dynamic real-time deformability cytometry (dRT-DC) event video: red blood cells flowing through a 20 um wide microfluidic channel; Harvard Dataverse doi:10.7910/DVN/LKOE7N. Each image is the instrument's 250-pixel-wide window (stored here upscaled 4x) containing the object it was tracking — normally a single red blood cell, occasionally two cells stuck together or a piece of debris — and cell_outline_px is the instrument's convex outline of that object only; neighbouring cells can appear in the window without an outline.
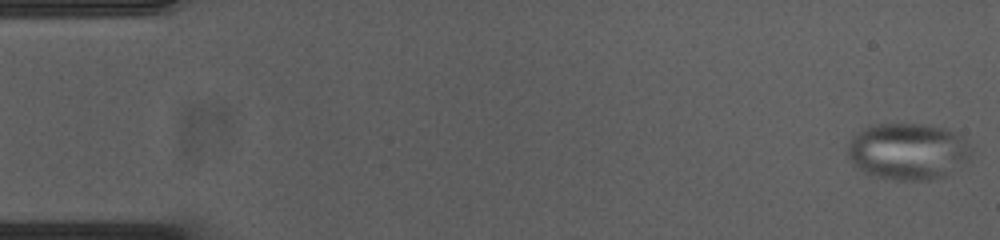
{"species": "common noctule bat (a hibernating species)", "species_latin": "Nyctalus noctula", "temperature_condition": "cold", "stored_images_in_passage": 15, "camera_frame_rate_fps": 3000, "um_per_image_px": 0.085, "animal": {"sex": "female", "body_mass_g": 23.0, "forearm_length_mm": 53.4}, "frame": {"image": 1, "passage_image": 1, "time_ms": 0.0, "image_size_px": [1000, 240], "cell_outline_px": [[972, 156], [968, 160], [944, 176], [928, 180], [896, 180], [876, 176], [864, 172], [848, 156], [848, 144], [852, 136], [868, 128], [880, 124], [920, 124], [944, 128], [960, 136], [972, 148]], "centroid_in_image_um": [77.2, 12.87], "position_along_channel_um": 7.8, "area_um2": 40.17}}